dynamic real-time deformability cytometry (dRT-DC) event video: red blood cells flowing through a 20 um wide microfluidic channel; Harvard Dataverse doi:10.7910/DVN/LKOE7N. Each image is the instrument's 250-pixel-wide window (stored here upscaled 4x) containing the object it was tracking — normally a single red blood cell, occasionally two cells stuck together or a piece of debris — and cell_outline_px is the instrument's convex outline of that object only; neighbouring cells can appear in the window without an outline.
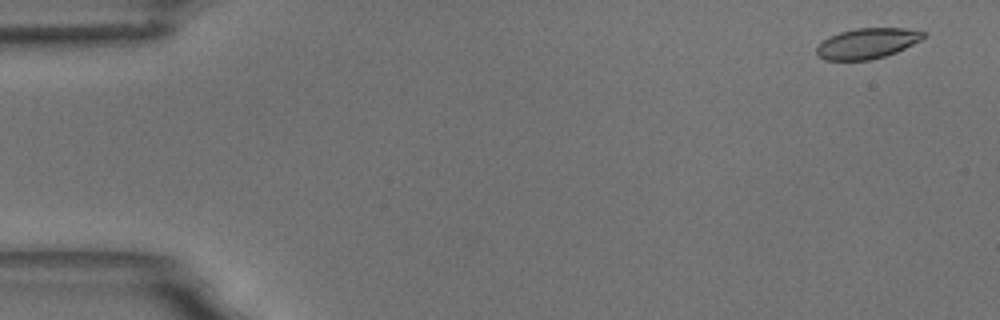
{"species": "common noctule bat (a hibernating species)", "species_latin": "Nyctalus noctula", "temperature_condition": "room temperature", "stored_images_in_passage": 59, "camera_frame_rate_fps": 3000, "um_per_image_px": 0.085, "animal": {"sex": "male", "body_mass_g": 18.8}, "frame": {"image": 1, "passage_image": 3, "time_ms": 0.667, "image_size_px": [1000, 320], "cell_outline_px": [[928, 36], [924, 40], [896, 52], [872, 60], [824, 60], [816, 56], [816, 44], [828, 36], [840, 32], [856, 28], [904, 28], [928, 32]], "centroid_in_image_um": [73.73, 3.68], "position_along_channel_um": 11.3, "area_um2": 19.48}}
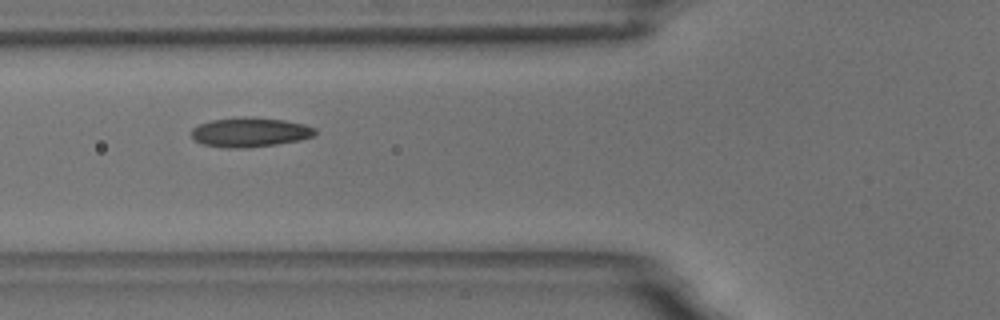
{"frame": {"image": 2, "passage_image": 22, "time_ms": 7.0, "image_size_px": [1000, 320], "cell_outline_px": [[316, 132], [312, 136], [300, 140], [276, 144], [248, 148], [224, 148], [200, 144], [192, 136], [192, 128], [200, 124], [212, 120], [284, 120], [304, 124], [316, 128]], "centroid_in_image_um": [21.25, 11.3], "position_along_channel_um": 104.6, "area_um2": 20.23}}
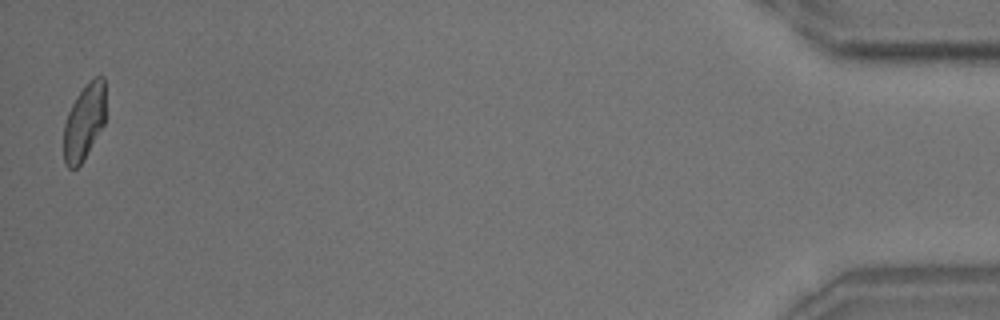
{"frame": {"image": 3, "passage_image": 58, "time_ms": 19.0, "image_size_px": [1000, 320], "cell_outline_px": [[104, 124], [84, 160], [76, 168], [68, 168], [64, 164], [64, 124], [68, 112], [76, 96], [96, 76], [104, 76]], "centroid_in_image_um": [7.14, 10.41], "position_along_channel_um": 428.1, "area_um2": 18.26}, "authors_computed_cell_mechanics": {"area_um2": 19.941, "velocity_mm_per_s": 3.4528, "shape_relaxation_time_tau1_ms": 6.7562, "shape_relaxation_time_tau2_ms": 2.1398, "deformation_change_tau1": 0.1539, "deformation_change_tau2": 0.0624}}